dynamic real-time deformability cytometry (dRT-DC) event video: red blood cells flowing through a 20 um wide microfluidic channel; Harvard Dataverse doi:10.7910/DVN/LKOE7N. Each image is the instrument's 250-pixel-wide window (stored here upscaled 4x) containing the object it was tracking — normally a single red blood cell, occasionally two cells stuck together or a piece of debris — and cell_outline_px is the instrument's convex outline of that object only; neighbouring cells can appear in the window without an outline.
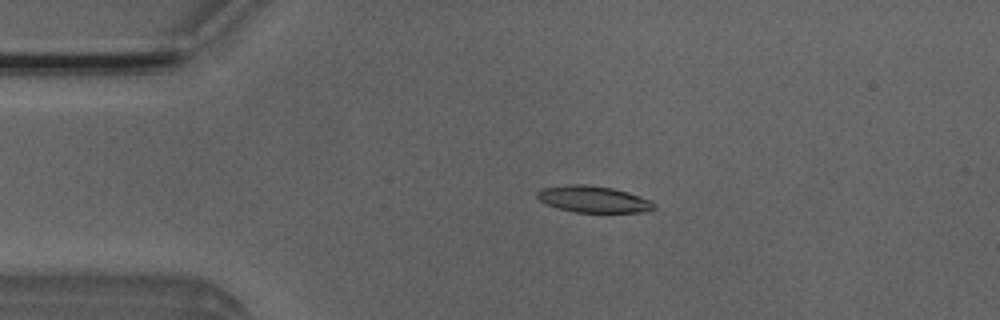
{"species": "Egyptian fruit bat (a non-hibernating species)", "species_latin": "Rousettus aegyptiacus", "temperature_condition": "room temperature", "stored_images_in_passage": 3, "camera_frame_rate_fps": 3000, "um_per_image_px": 0.085, "animal": {"sex": "male"}, "frame": {"image": 1, "passage_image": 2, "time_ms": 1.333, "image_size_px": [1000, 320], "cell_outline_px": [[656, 208], [644, 212], [576, 212], [556, 208], [544, 204], [536, 196], [536, 192], [544, 188], [568, 184], [584, 184], [612, 188], [628, 192], [652, 200], [656, 204]], "centroid_in_image_um": [50.44, 16.94], "position_along_channel_um": 34.6, "area_um2": 18.21}}